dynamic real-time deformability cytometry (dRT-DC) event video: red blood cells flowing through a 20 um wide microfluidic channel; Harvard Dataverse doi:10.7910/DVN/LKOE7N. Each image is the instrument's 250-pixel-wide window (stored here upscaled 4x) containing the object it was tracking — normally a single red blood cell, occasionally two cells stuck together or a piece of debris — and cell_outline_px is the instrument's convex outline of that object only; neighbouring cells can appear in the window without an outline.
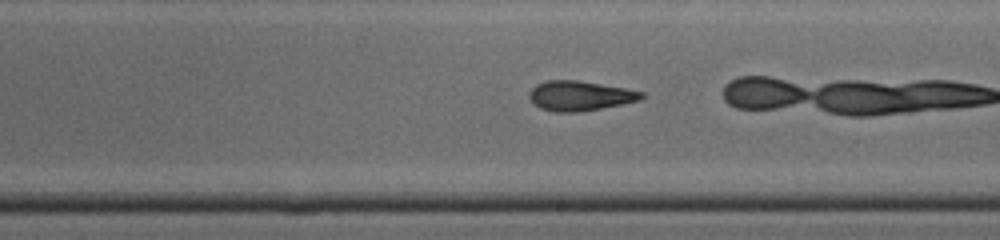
{"species": "common noctule bat (a hibernating species)", "species_latin": "Nyctalus noctula", "temperature_condition": "cold", "stored_images_in_passage": 32, "camera_frame_rate_fps": 3000, "um_per_image_px": 0.085, "animal": {"sex": "male", "body_mass_g": 19.0, "forearm_length_mm": 50.8}, "frame": {"image": 1, "passage_image": 23, "time_ms": 7.333, "image_size_px": [1000, 240], "cell_outline_px": [[644, 96], [640, 100], [580, 112], [556, 112], [540, 108], [528, 96], [528, 92], [536, 84], [548, 80], [580, 80], [624, 88], [644, 92]], "centroid_in_image_um": [49.27, 8.13], "position_along_channel_um": 239.7, "area_um2": 19.36}}